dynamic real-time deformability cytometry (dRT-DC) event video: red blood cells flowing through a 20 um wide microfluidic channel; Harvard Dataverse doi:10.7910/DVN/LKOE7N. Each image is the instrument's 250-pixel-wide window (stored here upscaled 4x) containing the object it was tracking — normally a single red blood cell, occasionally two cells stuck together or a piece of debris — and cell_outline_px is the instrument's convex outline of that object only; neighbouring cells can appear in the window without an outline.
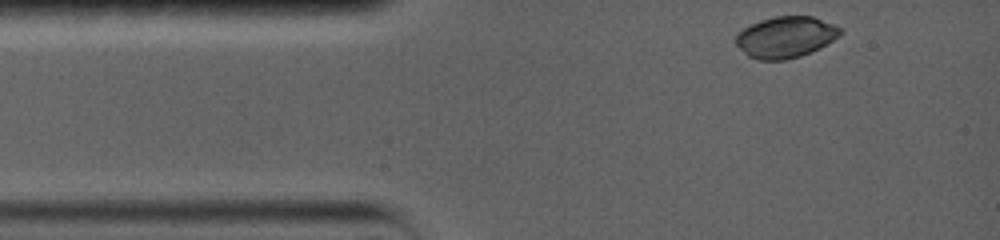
{"species": "common noctule bat (a hibernating species)", "species_latin": "Nyctalus noctula", "temperature_condition": "warm", "stored_images_in_passage": 5, "camera_frame_rate_fps": 5000, "um_per_image_px": 0.085, "animal": {"sex": "female", "body_mass_g": 19.0, "forearm_length_mm": 56.7}, "frame": {"image": 1, "passage_image": 1, "time_ms": 0.0, "image_size_px": [1000, 240], "cell_outline_px": [[840, 32], [832, 40], [820, 48], [812, 52], [788, 60], [756, 60], [748, 56], [736, 44], [736, 36], [744, 28], [760, 20], [776, 16], [812, 16], [832, 24], [840, 28]], "centroid_in_image_um": [66.75, 3.17], "position_along_channel_um": 18.3, "area_um2": 24.8}}
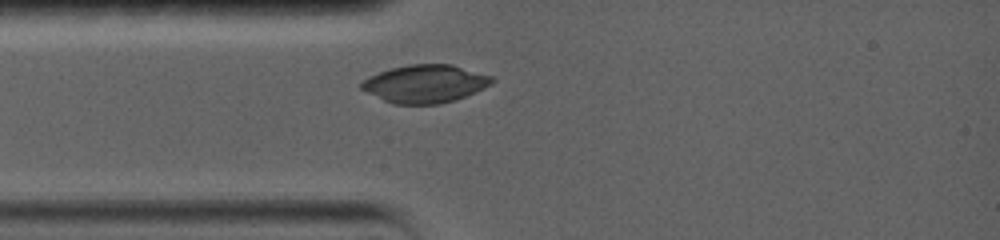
{"frame": {"image": 2, "passage_image": 5, "time_ms": 2.0, "image_size_px": [1000, 240], "cell_outline_px": [[496, 80], [484, 88], [456, 100], [440, 104], [392, 104], [360, 88], [360, 84], [368, 76], [392, 68], [408, 64], [452, 64], [492, 76]], "centroid_in_image_um": [36.15, 7.12], "position_along_channel_um": 48.8, "area_um2": 28.78}}